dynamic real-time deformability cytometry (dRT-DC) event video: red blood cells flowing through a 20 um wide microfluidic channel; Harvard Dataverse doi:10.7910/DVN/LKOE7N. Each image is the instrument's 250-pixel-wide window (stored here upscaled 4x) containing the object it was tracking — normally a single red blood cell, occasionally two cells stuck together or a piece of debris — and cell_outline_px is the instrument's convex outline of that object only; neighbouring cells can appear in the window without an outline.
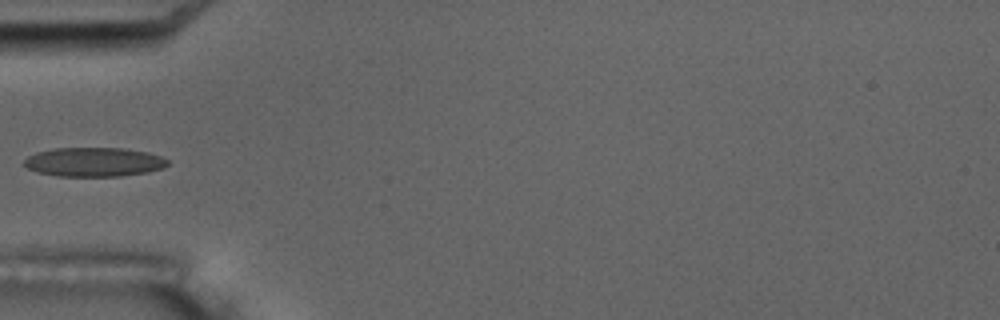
{"species": "common noctule bat (a hibernating species)", "species_latin": "Nyctalus noctula", "temperature_condition": "room temperature", "stored_images_in_passage": 6, "camera_frame_rate_fps": 3000, "um_per_image_px": 0.085, "animal": {"sex": "male", "body_mass_g": 17.5, "forearm_length_mm": 52.3}, "frame": {"image": 1, "passage_image": 6, "time_ms": 5.667, "image_size_px": [1000, 320], "cell_outline_px": [[168, 164], [164, 168], [148, 172], [120, 176], [56, 176], [36, 172], [28, 168], [24, 164], [24, 160], [28, 156], [36, 152], [56, 148], [120, 148], [148, 152], [160, 156], [168, 160]], "centroid_in_image_um": [7.98, 13.77], "position_along_channel_um": 77.0, "area_um2": 24.39}}